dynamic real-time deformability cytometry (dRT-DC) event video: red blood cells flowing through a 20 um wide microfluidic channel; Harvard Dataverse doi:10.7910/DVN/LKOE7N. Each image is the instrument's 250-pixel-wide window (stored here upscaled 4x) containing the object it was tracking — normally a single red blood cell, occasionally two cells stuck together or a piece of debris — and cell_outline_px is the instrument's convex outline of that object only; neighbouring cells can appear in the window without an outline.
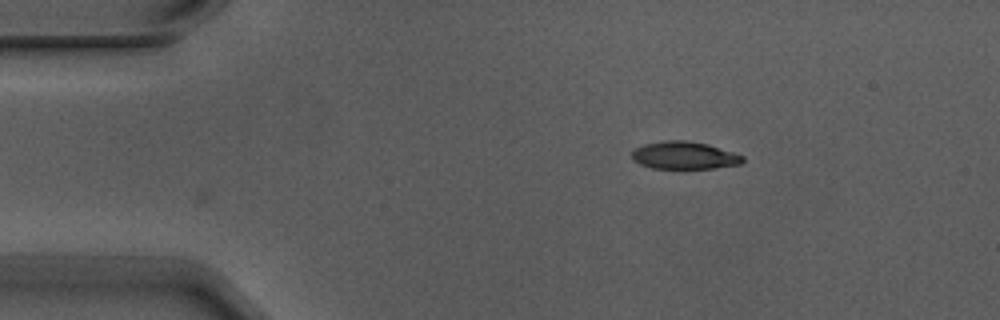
{"species": "Egyptian fruit bat (a non-hibernating species)", "species_latin": "Rousettus aegyptiacus", "temperature_condition": "warm", "stored_images_in_passage": 3, "camera_frame_rate_fps": 3000, "um_per_image_px": 0.085, "animal": {"sex": "male"}, "frame": {"image": 1, "passage_image": 3, "time_ms": 0.667, "image_size_px": [1000, 320], "cell_outline_px": [[744, 160], [740, 164], [716, 168], [652, 168], [640, 164], [632, 160], [632, 152], [636, 148], [644, 144], [664, 140], [684, 140], [708, 144], [744, 156]], "centroid_in_image_um": [58.15, 13.2], "position_along_channel_um": 26.8, "area_um2": 17.74}}